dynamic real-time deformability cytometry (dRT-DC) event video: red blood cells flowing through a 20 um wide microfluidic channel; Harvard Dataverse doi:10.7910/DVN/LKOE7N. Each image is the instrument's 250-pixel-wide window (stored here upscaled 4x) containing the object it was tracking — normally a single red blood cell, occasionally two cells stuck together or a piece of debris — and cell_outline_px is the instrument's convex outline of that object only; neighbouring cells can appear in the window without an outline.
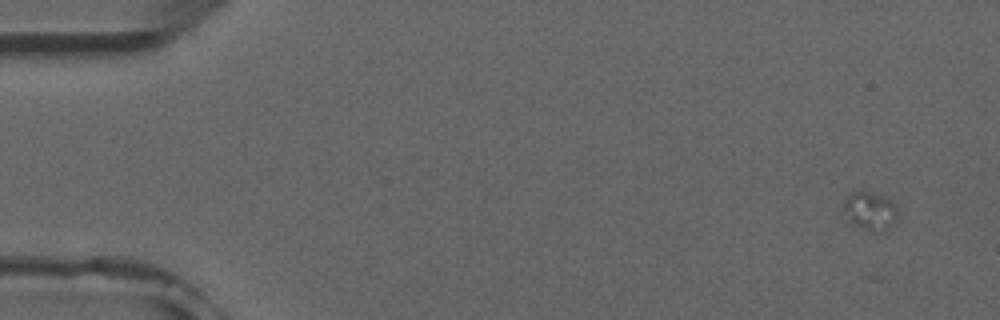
{"species": "common noctule bat (a hibernating species)", "species_latin": "Nyctalus noctula", "temperature_condition": "room temperature", "stored_images_in_passage": 10, "camera_frame_rate_fps": 3000, "um_per_image_px": 0.085, "animal": {"sex": "male", "forearm_length_mm": 52.5}, "frame": {"image": 1, "passage_image": 1, "time_ms": 0.0, "image_size_px": [1000, 320], "cell_outline_px": [[896, 216], [884, 228], [872, 232], [856, 224], [852, 220], [844, 208], [844, 200], [852, 192], [868, 192], [884, 196], [896, 204]], "centroid_in_image_um": [73.96, 17.87], "position_along_channel_um": 11.0, "area_um2": 11.04}}
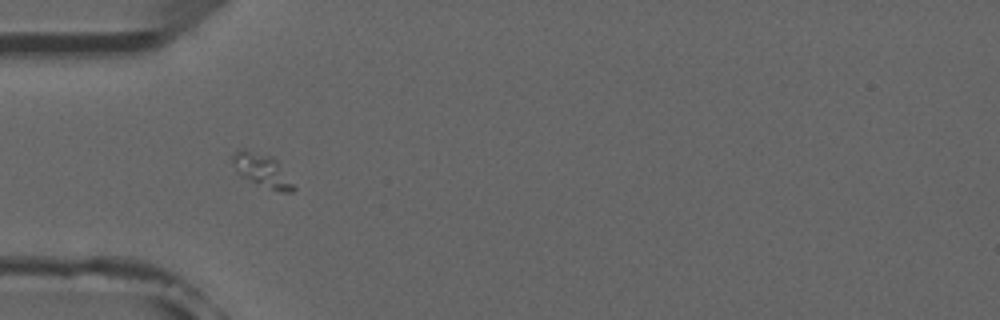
{"frame": {"image": 2, "passage_image": 5, "time_ms": 4.667, "image_size_px": [1000, 320], "cell_outline_px": [[296, 188], [292, 192], [280, 192], [240, 176], [236, 172], [232, 160], [232, 156], [236, 152], [244, 148], [272, 156], [276, 160]], "centroid_in_image_um": [22.26, 14.47], "position_along_channel_um": 62.7, "area_um2": 11.56}}
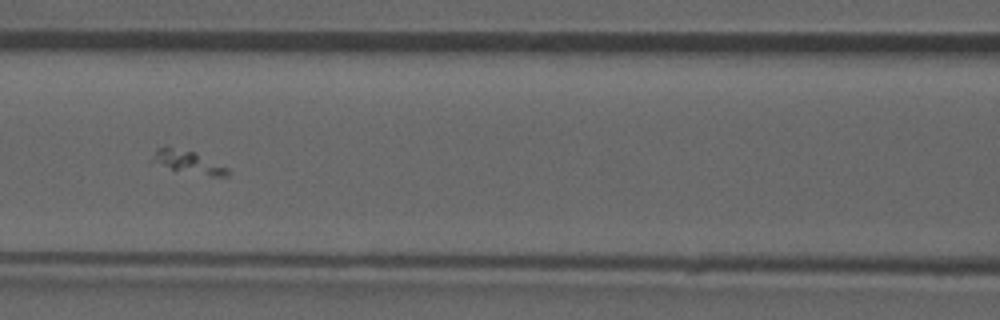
{"frame": {"image": 3, "passage_image": 7, "time_ms": 7.0, "image_size_px": [1000, 320], "cell_outline_px": [[228, 176], [212, 176], [148, 164], [148, 160], [156, 148], [164, 144], [168, 144], [196, 152], [228, 168]], "centroid_in_image_um": [15.81, 13.7], "position_along_channel_um": 150.8, "area_um2": 10.52}}